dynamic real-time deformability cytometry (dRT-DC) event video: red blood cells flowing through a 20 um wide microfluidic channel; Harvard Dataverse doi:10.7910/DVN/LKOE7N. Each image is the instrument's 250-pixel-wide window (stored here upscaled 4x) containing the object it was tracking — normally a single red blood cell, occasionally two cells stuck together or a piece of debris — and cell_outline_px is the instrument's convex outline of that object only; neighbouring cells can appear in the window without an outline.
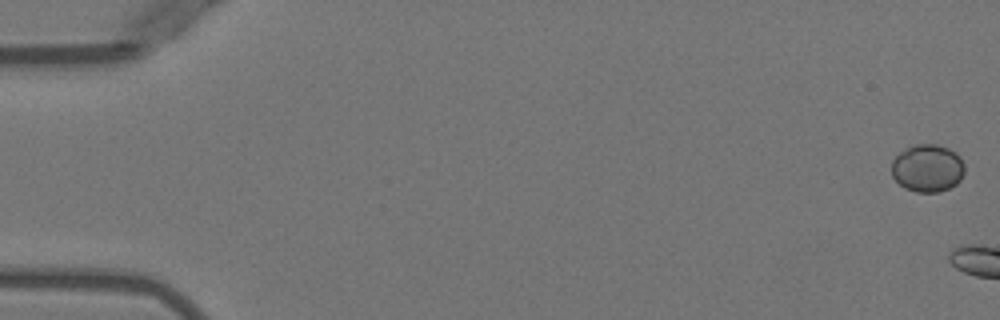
{"species": "Egyptian fruit bat (a non-hibernating species)", "species_latin": "Rousettus aegyptiacus", "temperature_condition": "warm", "stored_images_in_passage": 5, "camera_frame_rate_fps": 3000, "um_per_image_px": 0.085, "animal": {"sex": "female"}, "frame": {"image": 1, "passage_image": 1, "time_ms": 0.0, "image_size_px": [1000, 320], "cell_outline_px": [[964, 172], [960, 180], [956, 184], [940, 192], [916, 192], [904, 188], [892, 176], [892, 160], [900, 152], [912, 144], [936, 144], [948, 148], [956, 152], [960, 156], [964, 164]], "centroid_in_image_um": [78.84, 14.28], "position_along_channel_um": 6.2, "area_um2": 20.4}}